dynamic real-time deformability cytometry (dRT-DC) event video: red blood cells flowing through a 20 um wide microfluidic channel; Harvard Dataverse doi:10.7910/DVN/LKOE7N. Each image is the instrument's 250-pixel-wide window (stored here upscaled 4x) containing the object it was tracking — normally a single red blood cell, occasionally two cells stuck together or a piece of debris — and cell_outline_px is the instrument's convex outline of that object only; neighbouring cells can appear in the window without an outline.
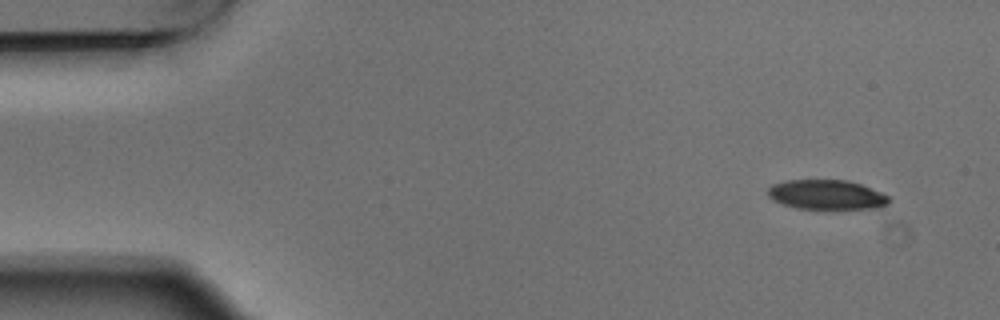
{"species": "Egyptian fruit bat (a non-hibernating species)", "species_latin": "Rousettus aegyptiacus", "temperature_condition": "warm", "stored_images_in_passage": 4, "camera_frame_rate_fps": 3000, "um_per_image_px": 0.085, "animal": {"sex": "male"}, "frame": {"image": 1, "passage_image": 1, "time_ms": 0.0, "image_size_px": [1000, 320], "cell_outline_px": [[888, 204], [884, 208], [796, 208], [772, 200], [768, 196], [768, 188], [772, 184], [788, 180], [848, 180], [860, 184], [880, 192], [888, 196]], "centroid_in_image_um": [70.25, 16.54], "position_along_channel_um": 14.8, "area_um2": 20.69}}
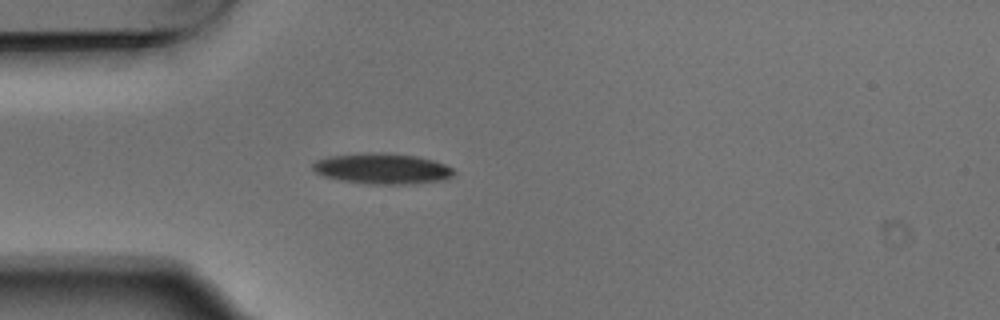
{"frame": {"image": 2, "passage_image": 4, "time_ms": 1.0, "image_size_px": [1000, 320], "cell_outline_px": [[456, 172], [452, 176], [444, 180], [408, 184], [368, 184], [336, 180], [324, 176], [316, 172], [312, 168], [312, 164], [316, 160], [328, 156], [360, 152], [388, 152], [416, 156], [432, 160], [444, 164], [452, 168]], "centroid_in_image_um": [32.46, 14.32], "position_along_channel_um": 52.5, "area_um2": 25.61}}